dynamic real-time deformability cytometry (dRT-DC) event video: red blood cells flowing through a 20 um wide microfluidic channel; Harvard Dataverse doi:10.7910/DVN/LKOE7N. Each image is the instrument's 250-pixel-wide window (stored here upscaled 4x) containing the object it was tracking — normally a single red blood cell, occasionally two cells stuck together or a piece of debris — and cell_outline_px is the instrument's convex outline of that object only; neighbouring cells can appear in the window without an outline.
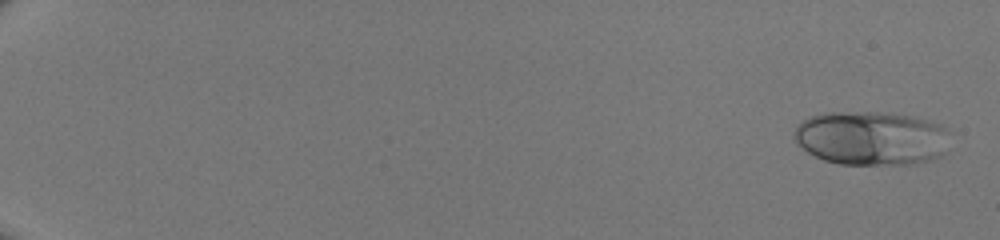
{"species": "human", "species_latin": "Homo sapiens", "temperature_condition": "room temperature", "stored_images_in_passage": 50, "camera_frame_rate_fps": 3000, "um_per_image_px": 0.085, "donor": {"sex": "male"}, "frame": {"image": 1, "passage_image": 2, "time_ms": 0.333, "image_size_px": [1000, 240], "cell_outline_px": [[948, 132], [944, 152], [940, 156], [928, 160], [908, 164], [840, 164], [824, 160], [808, 152], [792, 136], [796, 124], [808, 116], [824, 112], [876, 112], [912, 116], [940, 124]], "centroid_in_image_um": [74.0, 11.73], "position_along_channel_um": 11.0, "area_um2": 48.9}}
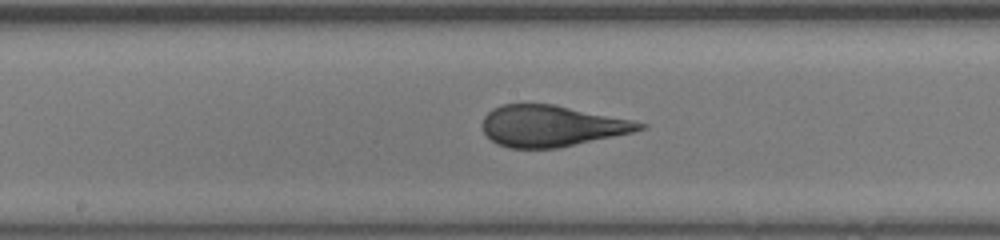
{"frame": {"image": 2, "passage_image": 30, "time_ms": 9.667, "image_size_px": [1000, 240], "cell_outline_px": [[648, 128], [632, 132], [560, 148], [508, 148], [496, 144], [484, 132], [480, 124], [484, 116], [492, 108], [500, 104], [552, 104], [632, 120], [648, 124]], "centroid_in_image_um": [46.85, 10.71], "position_along_channel_um": 201.4, "area_um2": 37.8}}
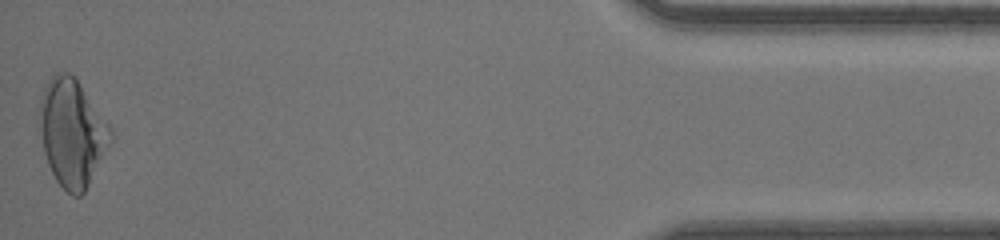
{"frame": {"image": 3, "passage_image": 50, "time_ms": 16.333, "image_size_px": [1000, 240], "cell_outline_px": [[116, 136], [84, 192], [80, 196], [72, 196], [56, 180], [48, 164], [44, 152], [36, 116], [40, 100], [44, 88], [48, 80], [56, 72], [68, 72], [76, 76], [112, 128]], "centroid_in_image_um": [6.14, 11.24], "position_along_channel_um": 429.1, "area_um2": 45.32}}